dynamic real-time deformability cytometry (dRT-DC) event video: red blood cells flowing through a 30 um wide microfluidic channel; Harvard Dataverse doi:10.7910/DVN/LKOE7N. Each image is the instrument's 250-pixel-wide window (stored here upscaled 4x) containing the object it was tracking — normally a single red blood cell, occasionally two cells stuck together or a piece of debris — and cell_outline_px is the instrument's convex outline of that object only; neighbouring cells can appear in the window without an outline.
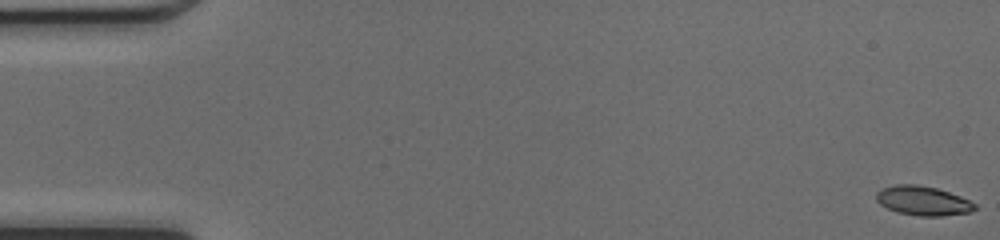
{"species": "common noctule bat (a hibernating species)", "species_latin": "Nyctalus noctula", "temperature_condition": "cold", "stored_images_in_passage": 49, "camera_frame_rate_fps": 3000, "um_per_image_px": 0.085, "animal": {"sex": "female", "body_mass_g": 17.0, "forearm_length_mm": 48.0}, "frame": {"image": 1, "passage_image": 1, "time_ms": 0.0, "image_size_px": [1000, 240], "cell_outline_px": [[976, 208], [972, 212], [940, 216], [920, 216], [900, 212], [888, 208], [880, 204], [876, 200], [876, 192], [884, 188], [896, 184], [916, 184], [936, 188], [960, 196], [976, 204]], "centroid_in_image_um": [78.46, 17.06], "position_along_channel_um": 6.5, "area_um2": 16.65}}
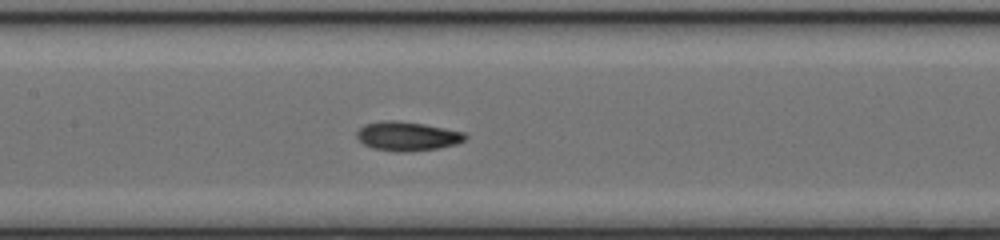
{"frame": {"image": 2, "passage_image": 24, "time_ms": 7.667, "image_size_px": [1000, 240], "cell_outline_px": [[468, 136], [464, 140], [456, 144], [440, 148], [412, 152], [396, 152], [372, 148], [364, 144], [356, 136], [356, 132], [364, 124], [388, 120], [392, 120], [424, 124], [464, 132]], "centroid_in_image_um": [34.62, 11.59], "position_along_channel_um": 172.8, "area_um2": 18.44}}
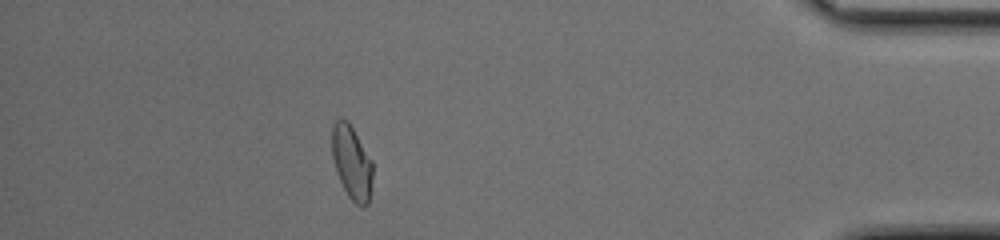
{"frame": {"image": 3, "passage_image": 44, "time_ms": 14.333, "image_size_px": [1000, 240], "cell_outline_px": [[372, 180], [368, 204], [364, 208], [356, 204], [348, 196], [336, 172], [332, 156], [332, 128], [336, 120], [348, 120], [372, 160]], "centroid_in_image_um": [29.9, 13.83], "position_along_channel_um": 405.3, "area_um2": 17.4}, "authors_computed_cell_mechanics": {"area_um2": 17.3978, "velocity_mm_per_s": 4.2553, "shape_relaxation_time_tau1_ms": 5.0663, "shape_relaxation_time_tau2_ms": 2.8939, "deformation_change_tau1": 0.184, "deformation_change_tau2": 0.093}}